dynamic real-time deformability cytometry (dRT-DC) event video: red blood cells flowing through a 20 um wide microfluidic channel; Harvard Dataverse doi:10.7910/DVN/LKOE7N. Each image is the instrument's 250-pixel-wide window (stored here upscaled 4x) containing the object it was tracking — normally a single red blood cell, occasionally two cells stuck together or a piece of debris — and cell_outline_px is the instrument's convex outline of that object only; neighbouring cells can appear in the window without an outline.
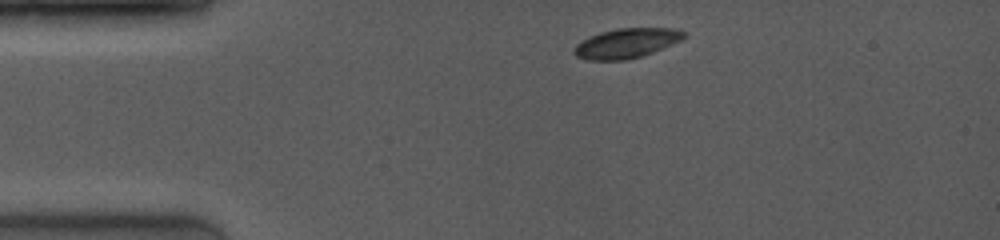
{"species": "common noctule bat (a hibernating species)", "species_latin": "Nyctalus noctula", "temperature_condition": "room temperature", "stored_images_in_passage": 33, "camera_frame_rate_fps": 4000, "um_per_image_px": 0.085, "animal": {"sex": "female", "body_mass_g": 19.0, "forearm_length_mm": 53.3}, "frame": {"image": 1, "passage_image": 1, "time_ms": 0.0, "image_size_px": [1000, 240], "cell_outline_px": [[688, 36], [672, 44], [652, 52], [640, 56], [624, 60], [588, 60], [576, 56], [572, 52], [572, 48], [576, 44], [588, 36], [600, 32], [620, 28], [672, 28], [688, 32]], "centroid_in_image_um": [53.23, 3.66], "position_along_channel_um": 31.8, "area_um2": 19.07}}
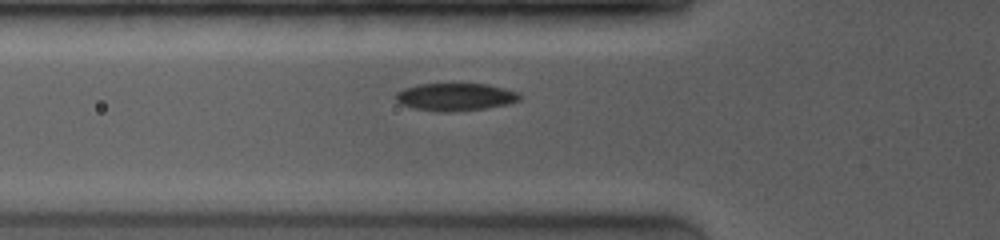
{"frame": {"image": 2, "passage_image": 17, "time_ms": 2.5, "image_size_px": [1000, 240], "cell_outline_px": [[520, 100], [508, 104], [484, 108], [448, 112], [440, 112], [412, 108], [400, 104], [396, 100], [396, 92], [404, 88], [416, 84], [488, 84], [520, 92]], "centroid_in_image_um": [38.69, 8.23], "position_along_channel_um": 87.1, "area_um2": 20.0}}